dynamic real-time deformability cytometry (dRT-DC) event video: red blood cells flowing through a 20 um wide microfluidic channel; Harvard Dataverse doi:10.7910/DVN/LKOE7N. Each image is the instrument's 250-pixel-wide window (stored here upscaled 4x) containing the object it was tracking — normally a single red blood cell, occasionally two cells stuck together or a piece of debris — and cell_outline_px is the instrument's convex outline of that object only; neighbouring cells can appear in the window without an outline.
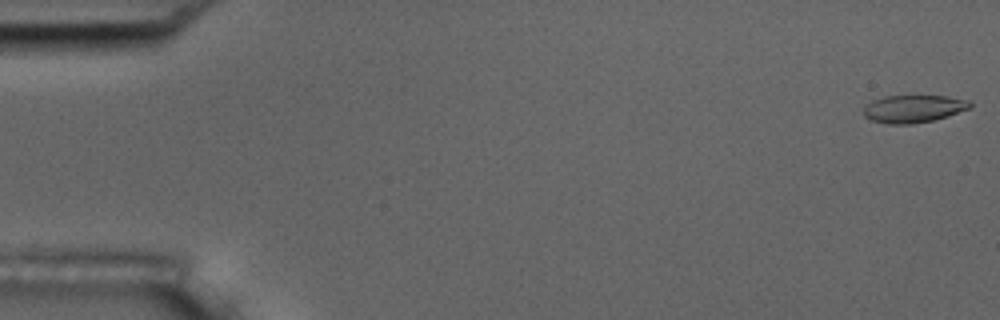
{"species": "common noctule bat (a hibernating species)", "species_latin": "Nyctalus noctula", "temperature_condition": "room temperature", "stored_images_in_passage": 56, "camera_frame_rate_fps": 3000, "um_per_image_px": 0.085, "animal": {"sex": "male", "body_mass_g": 17.5, "forearm_length_mm": 52.3}, "frame": {"image": 1, "passage_image": 1, "time_ms": 0.0, "image_size_px": [1000, 320], "cell_outline_px": [[972, 108], [948, 116], [932, 120], [912, 124], [888, 124], [872, 120], [864, 116], [864, 104], [872, 100], [884, 96], [948, 96], [972, 100]], "centroid_in_image_um": [77.67, 9.23], "position_along_channel_um": 7.3, "area_um2": 17.34}}
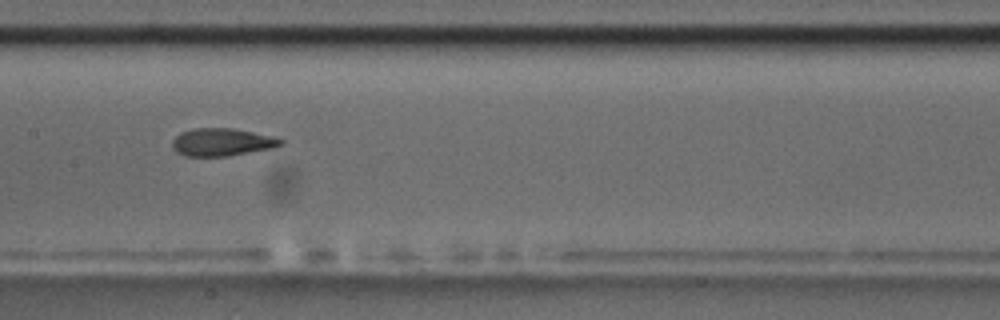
{"frame": {"image": 2, "passage_image": 28, "time_ms": 9.0, "image_size_px": [1000, 320], "cell_outline_px": [[284, 144], [272, 148], [228, 156], [184, 156], [176, 152], [172, 148], [172, 140], [180, 132], [196, 128], [232, 128], [272, 136], [284, 140]], "centroid_in_image_um": [18.84, 12.08], "position_along_channel_um": 188.6, "area_um2": 17.51}}
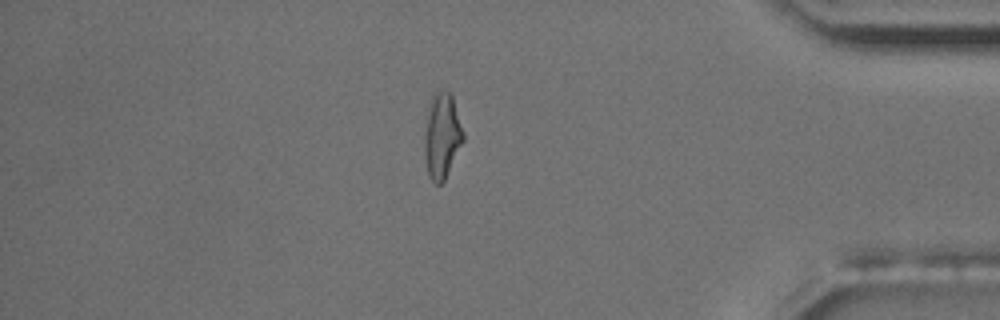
{"frame": {"image": 3, "passage_image": 48, "time_ms": 15.667, "image_size_px": [1000, 320], "cell_outline_px": [[464, 140], [444, 180], [440, 184], [436, 184], [428, 176], [424, 156], [424, 136], [432, 92], [436, 88], [448, 92], [452, 96], [464, 132]], "centroid_in_image_um": [37.56, 11.53], "position_along_channel_um": 397.6, "area_um2": 19.31}, "authors_computed_cell_mechanics": {"area_um2": 17.918, "velocity_mm_per_s": 3.6228, "shape_relaxation_time_tau1_ms": 7.6615, "shape_relaxation_time_tau2_ms": 2.4254, "deformation_change_tau1": 0.2142, "deformation_change_tau2": 0.1007}}